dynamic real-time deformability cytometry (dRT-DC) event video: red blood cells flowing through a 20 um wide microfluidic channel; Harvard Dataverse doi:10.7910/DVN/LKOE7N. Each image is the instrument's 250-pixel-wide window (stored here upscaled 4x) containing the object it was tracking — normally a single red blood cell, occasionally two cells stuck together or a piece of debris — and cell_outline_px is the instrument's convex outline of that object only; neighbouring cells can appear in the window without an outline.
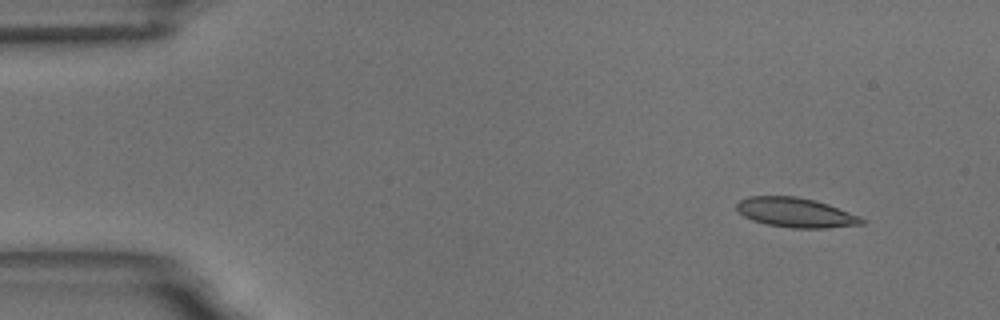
{"species": "common noctule bat (a hibernating species)", "species_latin": "Nyctalus noctula", "temperature_condition": "room temperature", "stored_images_in_passage": 5, "camera_frame_rate_fps": 3000, "um_per_image_px": 0.085, "animal": {"sex": "male", "body_mass_g": 18.8}, "frame": {"image": 1, "passage_image": 2, "time_ms": 1.333, "image_size_px": [1000, 320], "cell_outline_px": [[864, 224], [828, 228], [792, 228], [768, 224], [752, 220], [744, 216], [736, 208], [736, 204], [740, 200], [748, 196], [796, 196], [828, 204], [860, 216], [864, 220]], "centroid_in_image_um": [67.63, 18.07], "position_along_channel_um": 17.4, "area_um2": 21.44}}
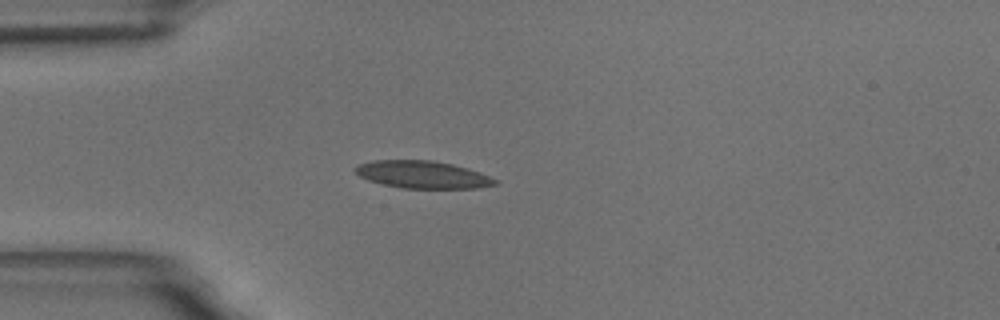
{"frame": {"image": 2, "passage_image": 5, "time_ms": 4.667, "image_size_px": [1000, 320], "cell_outline_px": [[500, 180], [496, 184], [480, 188], [400, 188], [380, 184], [368, 180], [360, 176], [352, 168], [356, 164], [372, 160], [432, 160], [452, 164], [468, 168], [480, 172]], "centroid_in_image_um": [35.9, 14.84], "position_along_channel_um": 49.1, "area_um2": 22.66}}